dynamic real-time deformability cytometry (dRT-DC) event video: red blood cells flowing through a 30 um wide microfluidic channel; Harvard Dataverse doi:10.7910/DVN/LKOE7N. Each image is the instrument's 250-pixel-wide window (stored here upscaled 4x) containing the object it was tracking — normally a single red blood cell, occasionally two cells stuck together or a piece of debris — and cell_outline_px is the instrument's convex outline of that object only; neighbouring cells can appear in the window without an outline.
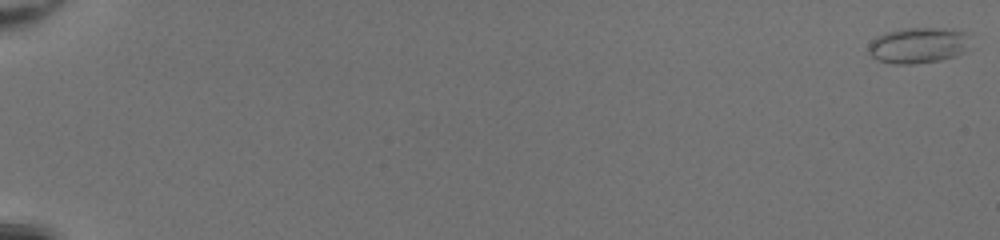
{"species": "common noctule bat (a hibernating species)", "species_latin": "Nyctalus noctula", "temperature_condition": "room temperature", "stored_images_in_passage": 28, "camera_frame_rate_fps": 3000, "um_per_image_px": 0.085, "animal": {"sex": "female", "body_mass_g": 20.0, "forearm_length_mm": 54.0}, "frame": {"image": 1, "passage_image": 1, "time_ms": 0.0, "image_size_px": [1000, 240], "cell_outline_px": [[976, 48], [968, 52], [956, 56], [940, 60], [912, 64], [896, 64], [876, 60], [868, 52], [868, 44], [876, 36], [884, 32], [900, 28], [944, 28], [964, 32]], "centroid_in_image_um": [78.11, 3.85], "position_along_channel_um": 6.9, "area_um2": 21.96}}
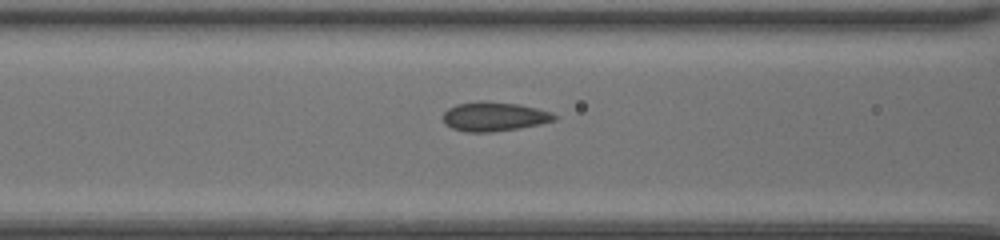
{"frame": {"image": 2, "passage_image": 25, "time_ms": 8.0, "image_size_px": [1000, 240], "cell_outline_px": [[560, 116], [556, 120], [540, 124], [520, 128], [492, 132], [464, 132], [452, 128], [444, 124], [444, 112], [448, 108], [456, 104], [476, 100], [484, 100], [520, 104], [552, 112]], "centroid_in_image_um": [42.02, 9.89], "position_along_channel_um": 124.6, "area_um2": 19.36}}
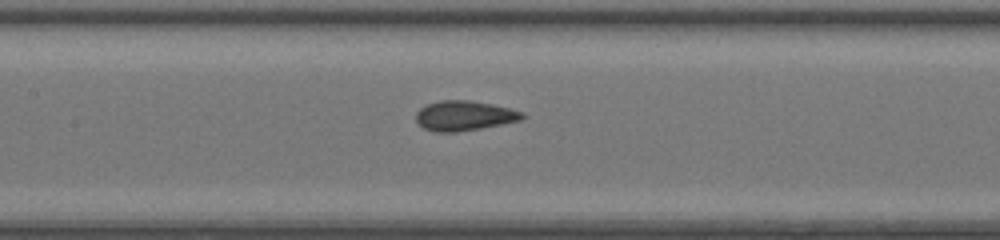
{"frame": {"image": 3, "passage_image": 28, "time_ms": 9.0, "image_size_px": [1000, 240], "cell_outline_px": [[528, 116], [520, 120], [480, 128], [456, 132], [436, 132], [424, 128], [416, 120], [416, 112], [420, 108], [428, 104], [440, 100], [468, 100], [492, 104], [524, 112]], "centroid_in_image_um": [39.47, 9.83], "position_along_channel_um": 167.9, "area_um2": 18.38}}